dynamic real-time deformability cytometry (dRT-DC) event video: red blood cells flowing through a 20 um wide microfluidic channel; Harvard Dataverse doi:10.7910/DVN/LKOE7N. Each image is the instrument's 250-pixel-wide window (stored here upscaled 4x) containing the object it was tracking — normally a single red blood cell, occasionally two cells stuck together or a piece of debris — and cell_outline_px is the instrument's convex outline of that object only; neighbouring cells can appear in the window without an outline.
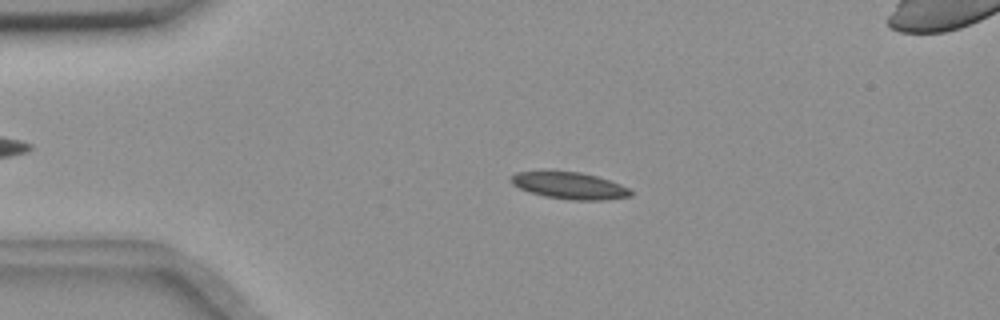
{"species": "common noctule bat (a hibernating species)", "species_latin": "Nyctalus noctula", "temperature_condition": "room temperature", "stored_images_in_passage": 56, "camera_frame_rate_fps": 3000, "um_per_image_px": 0.085, "animal": {"sex": "female", "body_mass_g": 18.4}, "frame": {"image": 1, "passage_image": 12, "time_ms": 3.667, "image_size_px": [1000, 320], "cell_outline_px": [[632, 196], [608, 200], [572, 200], [544, 196], [528, 192], [512, 184], [512, 176], [516, 172], [544, 168], [548, 168], [580, 172], [596, 176], [620, 184], [628, 188], [632, 192]], "centroid_in_image_um": [48.35, 15.73], "position_along_channel_um": 36.7, "area_um2": 19.42}}
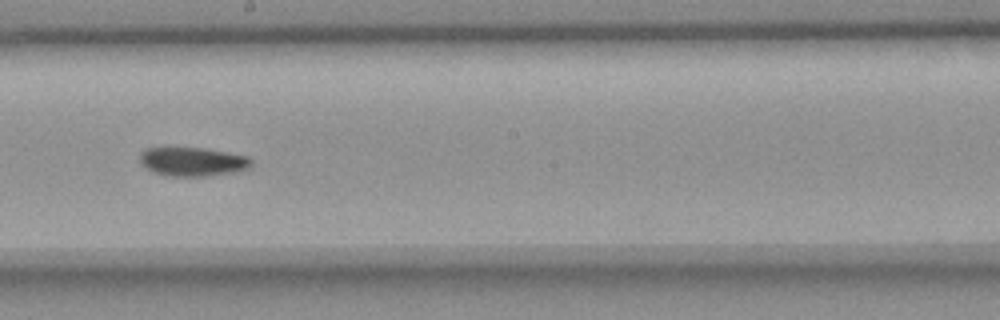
{"frame": {"image": 2, "passage_image": 31, "time_ms": 10.0, "image_size_px": [1000, 320], "cell_outline_px": [[252, 164], [248, 168], [236, 172], [204, 176], [168, 176], [152, 172], [140, 164], [140, 152], [144, 148], [204, 148], [228, 152], [248, 156], [252, 160]], "centroid_in_image_um": [16.36, 13.74], "position_along_channel_um": 231.8, "area_um2": 18.9}}
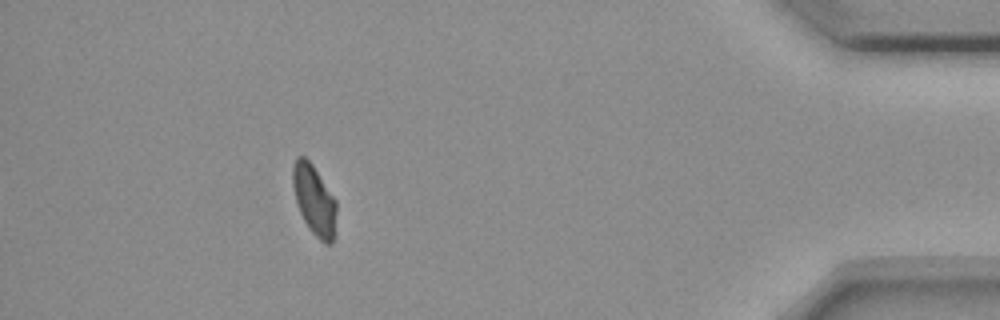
{"frame": {"image": 3, "passage_image": 50, "time_ms": 16.333, "image_size_px": [1000, 320], "cell_outline_px": [[336, 212], [332, 244], [324, 244], [308, 228], [296, 204], [292, 184], [292, 164], [296, 156], [304, 156], [312, 164], [336, 200]], "centroid_in_image_um": [26.68, 16.98], "position_along_channel_um": 408.5, "area_um2": 17.86}, "authors_computed_cell_mechanics": {"area_um2": 18.5249, "velocity_mm_per_s": 3.6457, "shape_relaxation_time_tau1_ms": 6.514, "shape_relaxation_time_tau2_ms": 5.929, "deformation_change_tau1": 0.1341, "deformation_change_tau2": 0.0899}}